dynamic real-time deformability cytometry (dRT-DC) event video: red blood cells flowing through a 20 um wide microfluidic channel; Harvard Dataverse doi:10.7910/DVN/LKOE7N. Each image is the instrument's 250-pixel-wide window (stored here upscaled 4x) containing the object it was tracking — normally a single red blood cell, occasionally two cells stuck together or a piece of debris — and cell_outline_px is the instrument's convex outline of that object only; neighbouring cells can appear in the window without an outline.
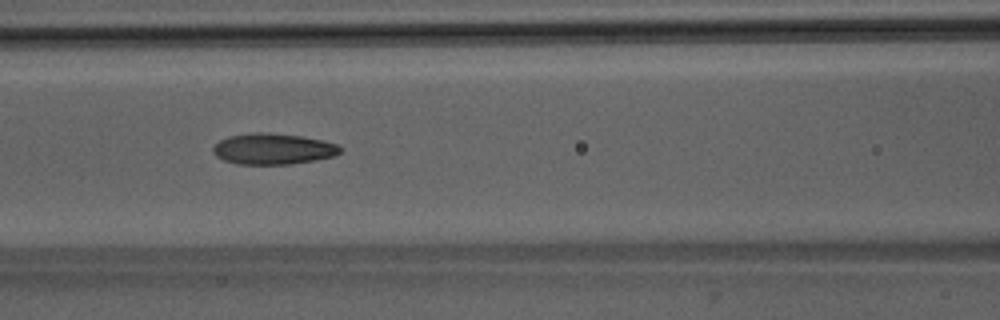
{"species": "Egyptian fruit bat (a non-hibernating species)", "species_latin": "Rousettus aegyptiacus", "temperature_condition": "room temperature", "stored_images_in_passage": 32, "camera_frame_rate_fps": 3000, "um_per_image_px": 0.085, "animal": {"sex": "male"}, "frame": {"image": 1, "passage_image": 10, "time_ms": 3.0, "image_size_px": [1000, 320], "cell_outline_px": [[344, 148], [336, 156], [316, 160], [288, 164], [236, 164], [224, 160], [216, 156], [212, 152], [212, 148], [220, 140], [228, 136], [252, 132], [268, 132], [300, 136], [324, 140], [340, 144]], "centroid_in_image_um": [23.25, 12.65], "position_along_channel_um": 143.4, "area_um2": 23.29}}
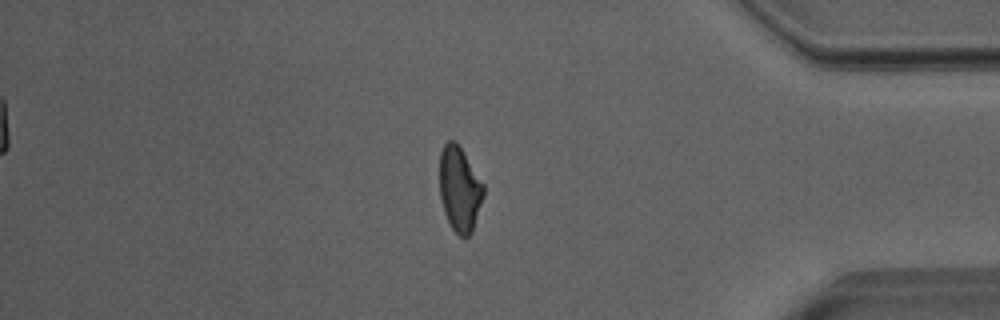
{"frame": {"image": 2, "passage_image": 31, "time_ms": 10.0, "image_size_px": [1000, 320], "cell_outline_px": [[484, 196], [472, 232], [468, 236], [460, 236], [452, 228], [444, 212], [440, 196], [440, 152], [444, 144], [448, 140], [456, 140], [484, 184]], "centroid_in_image_um": [39.07, 16.04], "position_along_channel_um": 396.1, "area_um2": 21.73}}